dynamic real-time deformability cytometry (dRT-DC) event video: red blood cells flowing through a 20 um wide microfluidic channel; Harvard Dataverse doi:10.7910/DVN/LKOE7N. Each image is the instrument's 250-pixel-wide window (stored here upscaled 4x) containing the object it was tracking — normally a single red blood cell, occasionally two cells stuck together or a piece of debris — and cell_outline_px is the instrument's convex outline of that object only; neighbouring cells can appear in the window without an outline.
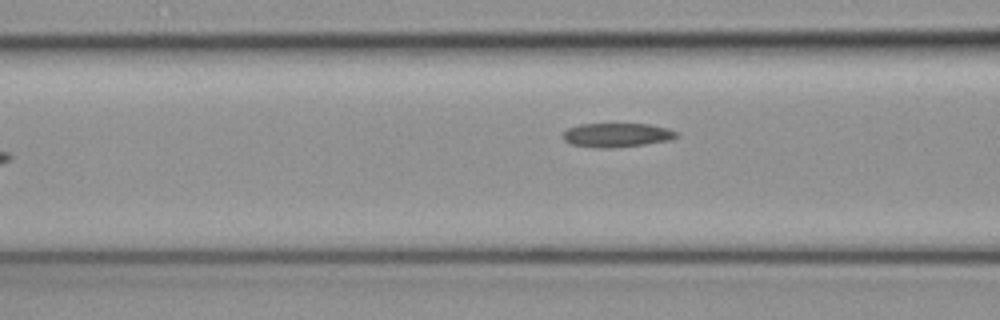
{"species": "common noctule bat (a hibernating species)", "species_latin": "Nyctalus noctula", "temperature_condition": "cold", "stored_images_in_passage": 6, "camera_frame_rate_fps": 3000, "um_per_image_px": 0.085, "animal": {"sex": "female", "body_mass_g": 19.3, "forearm_length_mm": 54.1}, "frame": {"image": 1, "passage_image": 5, "time_ms": 1.333, "image_size_px": [1000, 320], "cell_outline_px": [[676, 136], [668, 140], [644, 144], [572, 144], [564, 140], [560, 136], [568, 128], [580, 124], [648, 124], [668, 128], [676, 132]], "centroid_in_image_um": [52.44, 11.4], "position_along_channel_um": 114.2, "area_um2": 14.51}}
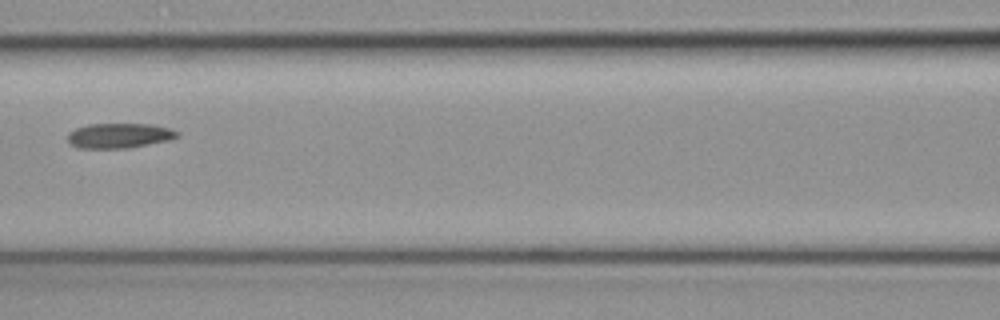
{"frame": {"image": 2, "passage_image": 6, "time_ms": 1.667, "image_size_px": [1000, 320], "cell_outline_px": [[180, 136], [172, 140], [128, 148], [80, 148], [72, 144], [68, 140], [68, 132], [76, 128], [88, 124], [152, 124], [168, 128], [180, 132]], "centroid_in_image_um": [10.18, 11.52], "position_along_channel_um": 156.4, "area_um2": 16.01}}